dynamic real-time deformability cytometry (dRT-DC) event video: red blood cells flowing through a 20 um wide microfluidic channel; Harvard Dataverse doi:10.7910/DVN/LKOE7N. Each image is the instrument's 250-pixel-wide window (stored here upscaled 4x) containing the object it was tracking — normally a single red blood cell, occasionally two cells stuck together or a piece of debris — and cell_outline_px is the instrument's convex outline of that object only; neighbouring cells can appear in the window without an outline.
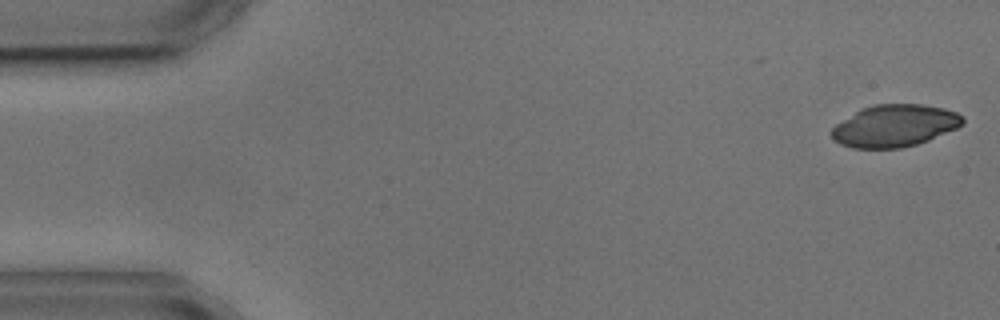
{"species": "common noctule bat (a hibernating species)", "species_latin": "Nyctalus noctula", "temperature_condition": "cold", "stored_images_in_passage": 5, "camera_frame_rate_fps": 3000, "um_per_image_px": 0.085, "animal": {"sex": "male", "body_mass_g": 17.9, "forearm_length_mm": 54.2}, "frame": {"image": 1, "passage_image": 1, "time_ms": 0.0, "image_size_px": [1000, 320], "cell_outline_px": [[964, 124], [956, 128], [928, 140], [916, 144], [900, 148], [852, 148], [840, 144], [828, 132], [836, 124], [860, 108], [872, 104], [924, 104], [944, 108], [956, 112], [964, 116]], "centroid_in_image_um": [76.03, 10.68], "position_along_channel_um": 9.0, "area_um2": 32.31}}